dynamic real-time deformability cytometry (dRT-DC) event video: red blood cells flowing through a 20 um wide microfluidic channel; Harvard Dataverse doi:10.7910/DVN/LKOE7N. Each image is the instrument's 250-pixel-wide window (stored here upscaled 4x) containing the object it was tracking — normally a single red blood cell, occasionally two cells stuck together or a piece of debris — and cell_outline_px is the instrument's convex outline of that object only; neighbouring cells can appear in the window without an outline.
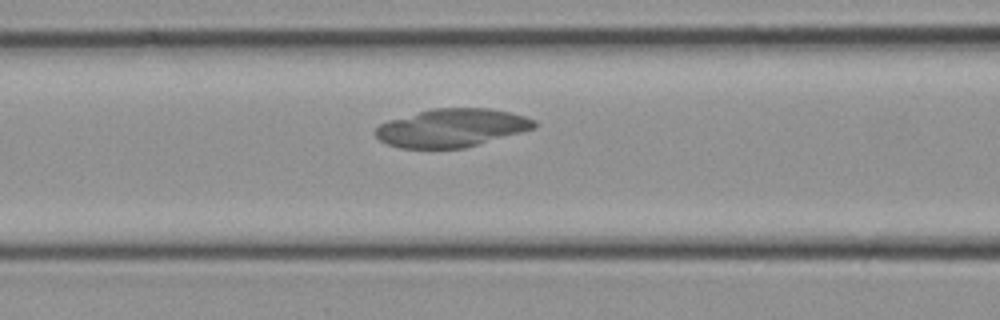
{"species": "common noctule bat (a hibernating species)", "species_latin": "Nyctalus noctula", "temperature_condition": "cold", "stored_images_in_passage": 23, "camera_frame_rate_fps": 3000, "um_per_image_px": 0.085, "animal": {"sex": "female", "body_mass_g": 21.9}, "frame": {"image": 1, "passage_image": 7, "time_ms": 2.0, "image_size_px": [1000, 320], "cell_outline_px": [[536, 128], [464, 148], [400, 148], [388, 144], [380, 140], [376, 136], [376, 128], [380, 124], [388, 120], [432, 108], [492, 108], [524, 116], [536, 120]], "centroid_in_image_um": [38.4, 10.86], "position_along_channel_um": 128.2, "area_um2": 35.2}}
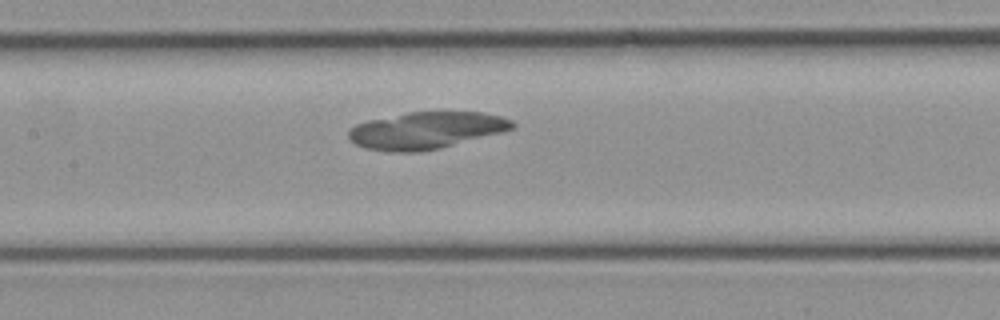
{"frame": {"image": 2, "passage_image": 9, "time_ms": 2.667, "image_size_px": [1000, 320], "cell_outline_px": [[516, 128], [504, 132], [440, 148], [420, 152], [388, 152], [364, 148], [348, 140], [348, 132], [356, 124], [368, 120], [408, 112], [484, 112], [500, 116], [512, 120], [516, 124]], "centroid_in_image_um": [36.24, 11.09], "position_along_channel_um": 171.2, "area_um2": 35.55}}
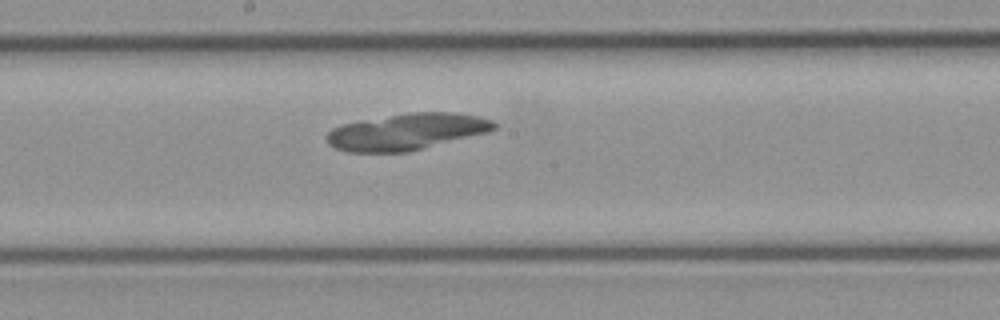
{"frame": {"image": 3, "passage_image": 11, "time_ms": 3.333, "image_size_px": [1000, 320], "cell_outline_px": [[496, 128], [488, 132], [408, 152], [348, 152], [336, 148], [328, 144], [324, 136], [332, 128], [340, 124], [408, 112], [452, 112], [476, 116], [492, 120], [496, 124]], "centroid_in_image_um": [34.53, 11.19], "position_along_channel_um": 213.7, "area_um2": 35.55}}